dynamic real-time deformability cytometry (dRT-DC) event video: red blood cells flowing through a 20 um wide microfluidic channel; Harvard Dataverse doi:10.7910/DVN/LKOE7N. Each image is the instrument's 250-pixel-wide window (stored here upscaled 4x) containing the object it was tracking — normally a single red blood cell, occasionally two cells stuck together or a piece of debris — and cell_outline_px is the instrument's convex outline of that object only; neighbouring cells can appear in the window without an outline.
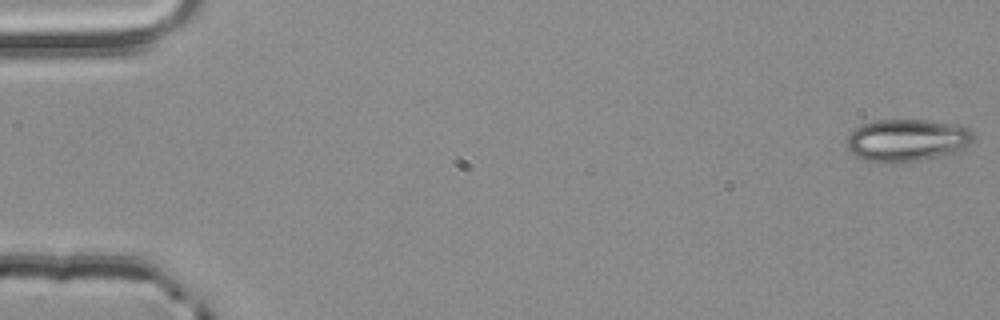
{"species": "common noctule bat (a hibernating species)", "species_latin": "Nyctalus noctula", "temperature_condition": "room temperature", "stored_images_in_passage": 54, "camera_frame_rate_fps": 3000, "um_per_image_px": 0.085, "animal": {"sex": "male", "body_mass_g": 20.4}, "frame": {"image": 1, "passage_image": 1, "time_ms": 0.0, "image_size_px": [1000, 320], "cell_outline_px": [[972, 144], [956, 152], [896, 164], [880, 164], [864, 160], [856, 156], [848, 148], [848, 132], [864, 124], [876, 120], [924, 120], [952, 124], [968, 128], [972, 132]], "centroid_in_image_um": [77.05, 11.94], "position_along_channel_um": 7.9, "area_um2": 31.21}}
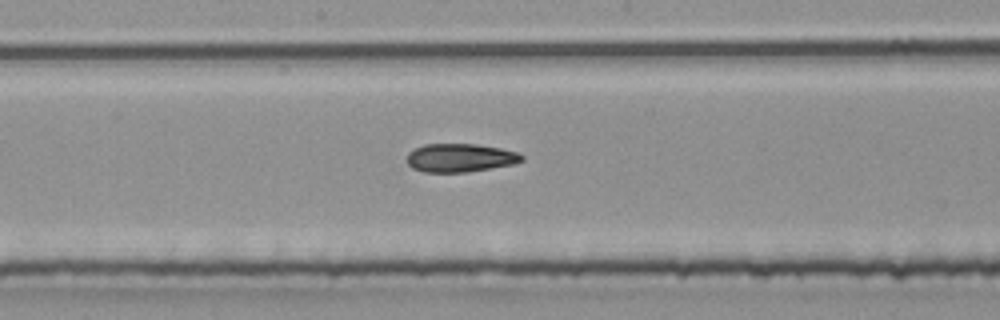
{"frame": {"image": 2, "passage_image": 29, "time_ms": 9.333, "image_size_px": [1000, 320], "cell_outline_px": [[524, 160], [516, 164], [464, 172], [424, 172], [412, 168], [408, 164], [408, 152], [424, 144], [476, 144], [500, 148], [516, 152], [524, 156]], "centroid_in_image_um": [39.13, 13.41], "position_along_channel_um": 209.1, "area_um2": 18.96}}
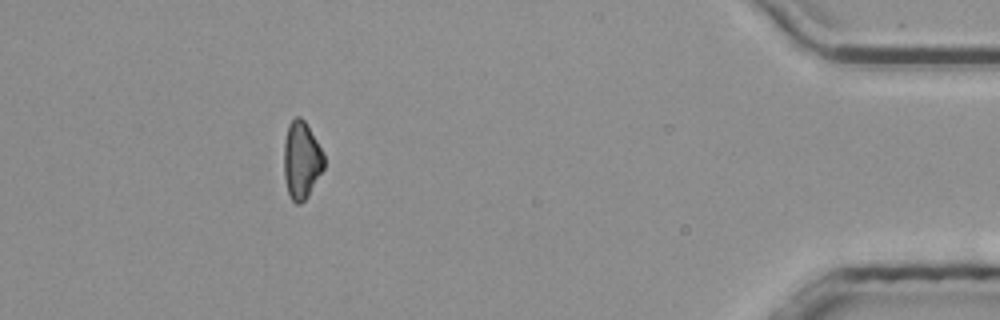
{"frame": {"image": 3, "passage_image": 49, "time_ms": 16.0, "image_size_px": [1000, 320], "cell_outline_px": [[324, 168], [308, 196], [300, 204], [296, 204], [292, 200], [288, 192], [284, 176], [284, 140], [288, 124], [296, 116], [300, 116], [304, 120], [316, 140], [324, 156]], "centroid_in_image_um": [25.61, 13.61], "position_along_channel_um": 409.6, "area_um2": 17.98}}